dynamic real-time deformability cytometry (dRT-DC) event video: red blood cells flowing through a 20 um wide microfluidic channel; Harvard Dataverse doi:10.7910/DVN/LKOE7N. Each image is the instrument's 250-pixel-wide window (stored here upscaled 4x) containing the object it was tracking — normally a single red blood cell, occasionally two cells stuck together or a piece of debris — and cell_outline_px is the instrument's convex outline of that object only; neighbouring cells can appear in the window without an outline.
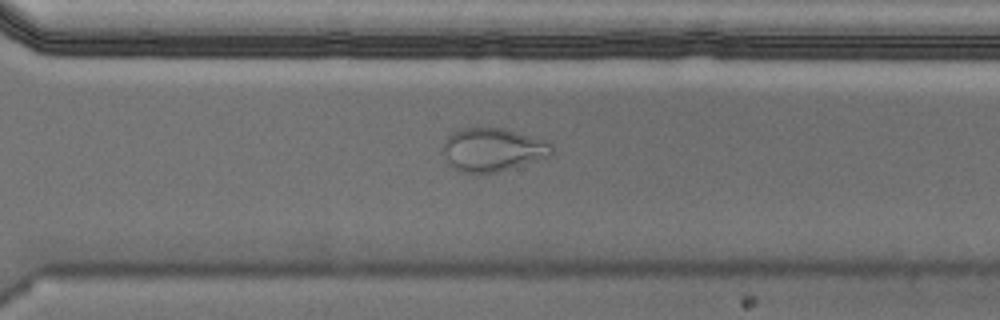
{"species": "Egyptian fruit bat (a non-hibernating species)", "species_latin": "Rousettus aegyptiacus", "temperature_condition": "cold", "stored_images_in_passage": 57, "camera_frame_rate_fps": 3000, "um_per_image_px": 0.085, "animal": {"sex": "male"}, "frame": {"image": 1, "passage_image": 41, "time_ms": 13.333, "image_size_px": [1000, 320], "cell_outline_px": [[552, 152], [548, 156], [496, 172], [460, 172], [448, 160], [444, 152], [444, 140], [452, 132], [460, 128], [504, 128], [548, 140], [552, 144]], "centroid_in_image_um": [41.9, 12.68], "position_along_channel_um": 328.7, "area_um2": 26.93}, "authors_computed_cell_mechanics": {"area_um2": 21.2126, "velocity_mm_per_s": 3.5581, "shape_relaxation_time_tau1_ms": null, "shape_relaxation_time_tau2_ms": 1.8033, "deformation_change_tau1": null, "deformation_change_tau2": 0.0778}}